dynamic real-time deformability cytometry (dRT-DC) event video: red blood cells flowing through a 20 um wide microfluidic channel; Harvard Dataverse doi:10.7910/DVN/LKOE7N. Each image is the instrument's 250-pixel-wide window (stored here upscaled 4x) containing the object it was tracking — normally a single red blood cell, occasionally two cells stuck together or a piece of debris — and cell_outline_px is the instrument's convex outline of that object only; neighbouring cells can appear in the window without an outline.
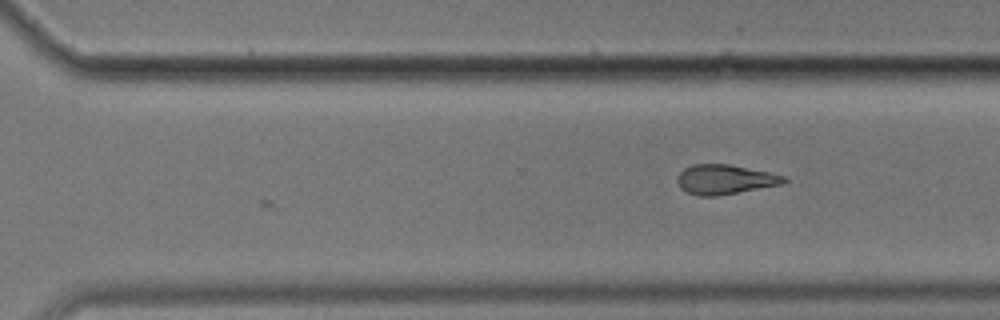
{"species": "common noctule bat (a hibernating species)", "species_latin": "Nyctalus noctula", "temperature_condition": "cold", "stored_images_in_passage": 37, "camera_frame_rate_fps": 3000, "um_per_image_px": 0.085, "animal": {"sex": "male", "body_mass_g": 17.9}, "frame": {"image": 1, "passage_image": 37, "time_ms": 12.0, "image_size_px": [1000, 320], "cell_outline_px": [[788, 180], [784, 184], [716, 196], [700, 196], [688, 192], [680, 188], [676, 180], [680, 172], [684, 168], [692, 164], [728, 164], [768, 172], [784, 176]], "centroid_in_image_um": [61.6, 15.25], "position_along_channel_um": 309.0, "area_um2": 18.32}}